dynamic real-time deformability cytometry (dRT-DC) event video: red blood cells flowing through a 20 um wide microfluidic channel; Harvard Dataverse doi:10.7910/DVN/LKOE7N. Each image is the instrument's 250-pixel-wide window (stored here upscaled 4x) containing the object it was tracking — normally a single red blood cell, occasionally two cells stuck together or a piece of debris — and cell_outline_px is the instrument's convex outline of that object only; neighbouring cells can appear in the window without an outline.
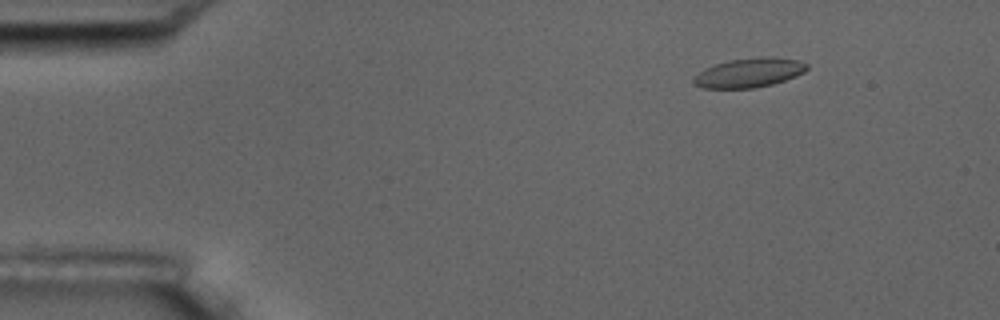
{"species": "common noctule bat (a hibernating species)", "species_latin": "Nyctalus noctula", "temperature_condition": "room temperature", "stored_images_in_passage": 4, "camera_frame_rate_fps": 3000, "um_per_image_px": 0.085, "animal": {"sex": "male", "body_mass_g": 17.5, "forearm_length_mm": 52.3}, "frame": {"image": 1, "passage_image": 1, "time_ms": 0.0, "image_size_px": [1000, 320], "cell_outline_px": [[808, 68], [804, 72], [796, 76], [772, 84], [756, 88], [704, 88], [696, 84], [692, 80], [704, 68], [728, 60], [772, 56], [796, 60], [808, 64]], "centroid_in_image_um": [63.7, 6.18], "position_along_channel_um": 21.3, "area_um2": 19.13}}
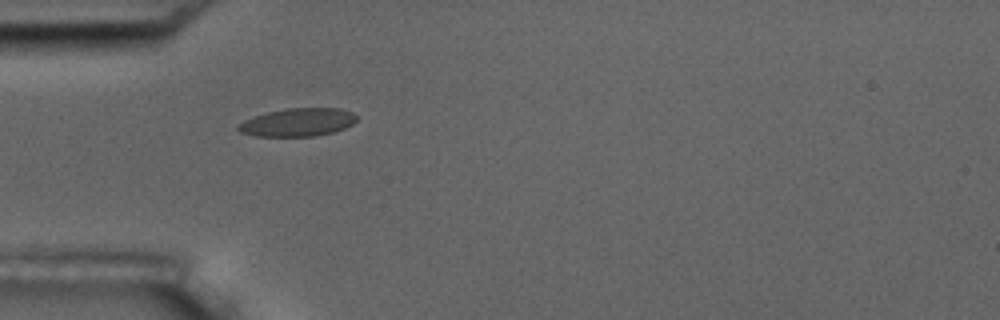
{"frame": {"image": 2, "passage_image": 4, "time_ms": 3.333, "image_size_px": [1000, 320], "cell_outline_px": [[356, 120], [352, 124], [344, 128], [332, 132], [316, 136], [256, 136], [240, 132], [236, 128], [244, 120], [268, 112], [284, 108], [340, 108], [352, 112], [356, 116]], "centroid_in_image_um": [25.32, 10.39], "position_along_channel_um": 59.7, "area_um2": 19.25}}